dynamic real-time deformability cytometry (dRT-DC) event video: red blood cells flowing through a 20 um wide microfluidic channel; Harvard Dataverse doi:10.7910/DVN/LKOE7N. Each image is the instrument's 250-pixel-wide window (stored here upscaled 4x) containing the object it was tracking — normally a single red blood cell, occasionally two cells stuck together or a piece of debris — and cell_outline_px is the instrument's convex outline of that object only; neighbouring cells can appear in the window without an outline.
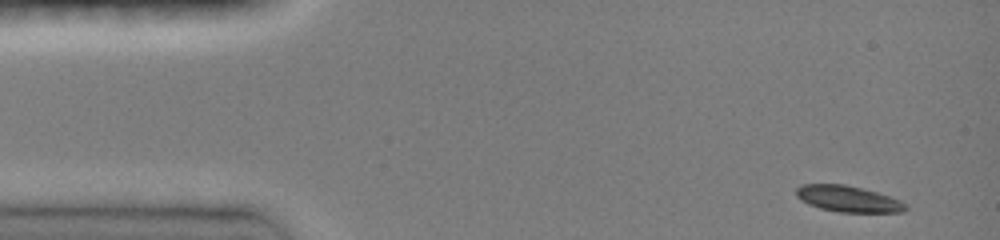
{"species": "common noctule bat (a hibernating species)", "species_latin": "Nyctalus noctula", "temperature_condition": "room temperature", "stored_images_in_passage": 44, "camera_frame_rate_fps": 3000, "um_per_image_px": 0.085, "animal": {"sex": "female", "body_mass_g": 19.0, "forearm_length_mm": 51.5}, "frame": {"image": 1, "passage_image": 1, "time_ms": 0.0, "image_size_px": [1000, 240], "cell_outline_px": [[908, 208], [904, 212], [840, 212], [820, 208], [808, 204], [800, 200], [796, 196], [796, 188], [800, 184], [844, 184], [876, 192], [900, 200]], "centroid_in_image_um": [72.04, 16.9], "position_along_channel_um": 13.0, "area_um2": 16.59}}
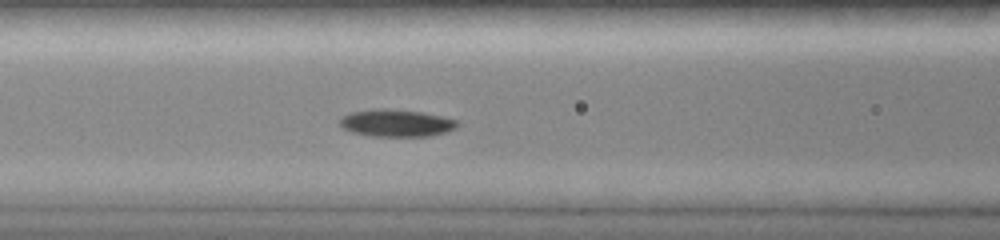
{"frame": {"image": 2, "passage_image": 17, "time_ms": 5.333, "image_size_px": [1000, 240], "cell_outline_px": [[460, 124], [456, 128], [432, 136], [372, 136], [352, 132], [344, 128], [340, 124], [340, 116], [348, 112], [376, 108], [388, 108], [424, 112], [456, 120]], "centroid_in_image_um": [33.66, 10.44], "position_along_channel_um": 132.9, "area_um2": 18.84}}
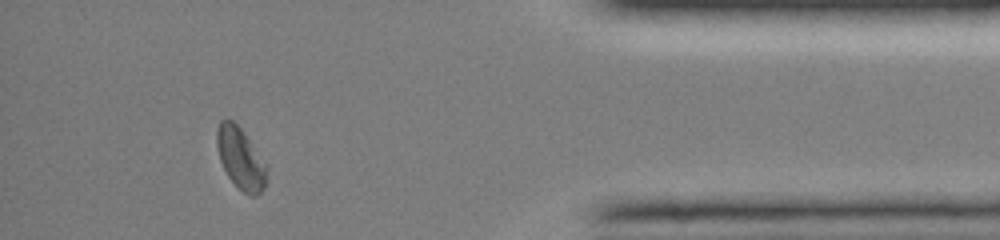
{"frame": {"image": 3, "passage_image": 40, "time_ms": 13.0, "image_size_px": [1000, 240], "cell_outline_px": [[268, 180], [264, 188], [256, 196], [252, 196], [244, 192], [228, 176], [220, 160], [216, 144], [216, 128], [220, 120], [232, 120], [240, 128], [268, 164]], "centroid_in_image_um": [20.48, 13.47], "position_along_channel_um": 414.7, "area_um2": 17.98}, "authors_computed_cell_mechanics": {"area_um2": 17.7446, "velocity_mm_per_s": 4.0681, "shape_relaxation_time_tau1_ms": 3.7187, "shape_relaxation_time_tau2_ms": null, "deformation_change_tau1": 0.1038, "deformation_change_tau2": null}}